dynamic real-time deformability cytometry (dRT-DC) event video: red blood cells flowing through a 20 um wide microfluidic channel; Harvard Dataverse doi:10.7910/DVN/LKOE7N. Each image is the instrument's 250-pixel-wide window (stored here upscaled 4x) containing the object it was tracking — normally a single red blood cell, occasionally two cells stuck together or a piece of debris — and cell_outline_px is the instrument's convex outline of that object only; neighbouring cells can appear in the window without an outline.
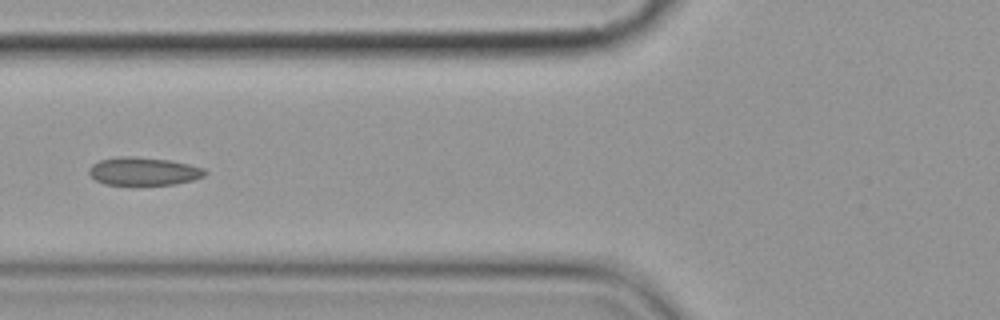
{"species": "common noctule bat (a hibernating species)", "species_latin": "Nyctalus noctula", "temperature_condition": "cold", "stored_images_in_passage": 16, "camera_frame_rate_fps": 3000, "um_per_image_px": 0.085, "animal": {"sex": "female", "body_mass_g": 19.9}, "frame": {"image": 1, "passage_image": 6, "time_ms": 7.0, "image_size_px": [1000, 320], "cell_outline_px": [[208, 172], [204, 176], [192, 180], [176, 184], [104, 184], [96, 180], [88, 172], [88, 168], [92, 164], [100, 160], [120, 156], [136, 156], [172, 160], [204, 168]], "centroid_in_image_um": [12.21, 14.54], "position_along_channel_um": 113.6, "area_um2": 18.96}}
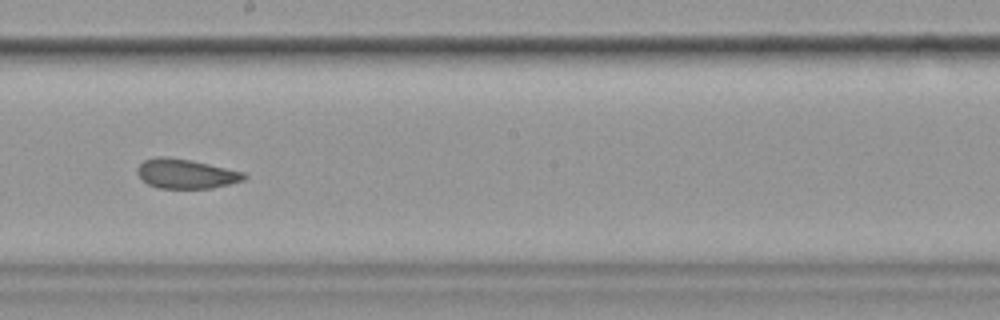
{"frame": {"image": 2, "passage_image": 9, "time_ms": 10.333, "image_size_px": [1000, 320], "cell_outline_px": [[248, 176], [244, 180], [212, 188], [156, 188], [148, 184], [136, 172], [136, 168], [144, 160], [156, 156], [164, 156], [192, 160], [244, 172]], "centroid_in_image_um": [15.79, 14.76], "position_along_channel_um": 232.4, "area_um2": 18.38}}
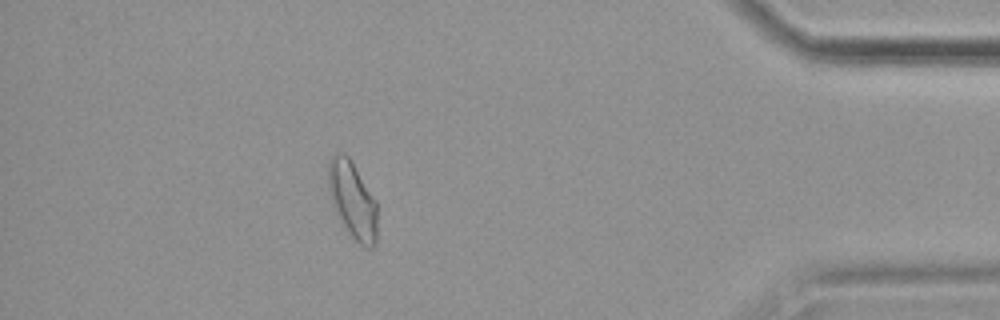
{"frame": {"image": 3, "passage_image": 14, "time_ms": 16.333, "image_size_px": [1000, 320], "cell_outline_px": [[376, 244], [372, 248], [364, 248], [344, 228], [332, 204], [328, 188], [328, 164], [332, 152], [344, 152], [348, 156], [376, 200]], "centroid_in_image_um": [29.94, 16.99], "position_along_channel_um": 405.3, "area_um2": 22.02}, "authors_computed_cell_mechanics": {"area_um2": 19.7387, "velocity_mm_per_s": 3.5731, "shape_relaxation_time_tau1_ms": 2.9242, "shape_relaxation_time_tau2_ms": 1.9194, "deformation_change_tau1": 0.0678, "deformation_change_tau2": 0.0564}}